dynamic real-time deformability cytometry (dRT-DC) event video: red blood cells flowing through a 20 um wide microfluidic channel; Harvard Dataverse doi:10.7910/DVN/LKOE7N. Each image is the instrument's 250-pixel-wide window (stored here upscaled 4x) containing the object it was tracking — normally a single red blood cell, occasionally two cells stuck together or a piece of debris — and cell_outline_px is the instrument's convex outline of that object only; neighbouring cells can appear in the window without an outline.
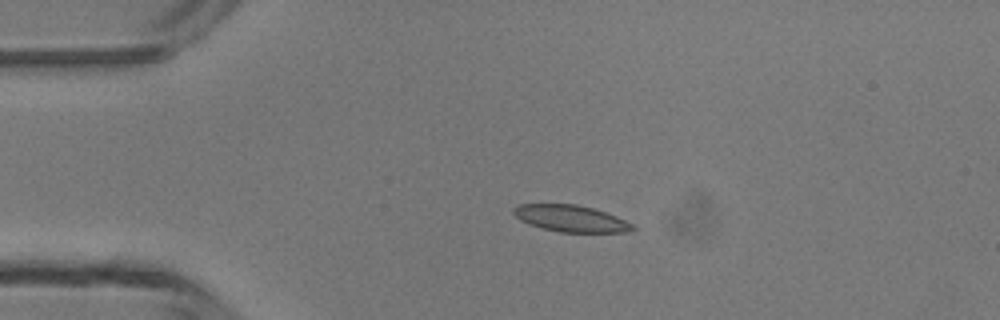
{"species": "common noctule bat (a hibernating species)", "species_latin": "Nyctalus noctula", "temperature_condition": "room temperature", "stored_images_in_passage": 5, "camera_frame_rate_fps": 3000, "um_per_image_px": 0.085, "animal": {"sex": "male", "body_mass_g": 13.3}, "frame": {"image": 1, "passage_image": 3, "time_ms": 2.333, "image_size_px": [1000, 320], "cell_outline_px": [[636, 228], [624, 232], [560, 232], [528, 224], [520, 220], [512, 212], [512, 208], [520, 204], [576, 204], [592, 208], [616, 216], [636, 224]], "centroid_in_image_um": [48.53, 18.57], "position_along_channel_um": 36.5, "area_um2": 18.44}}
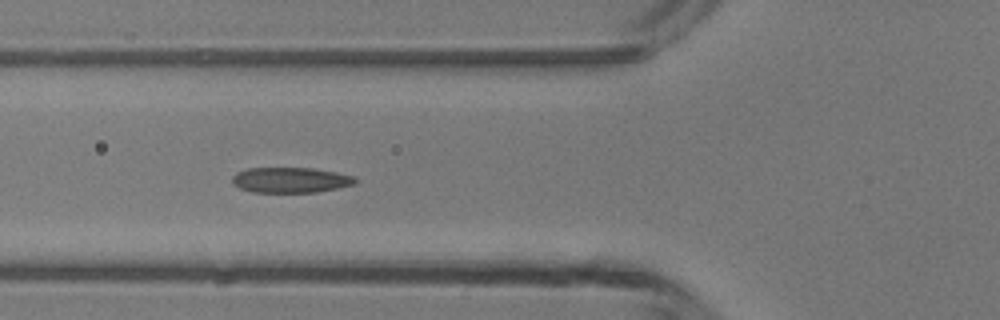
{"frame": {"image": 2, "passage_image": 5, "time_ms": 4.667, "image_size_px": [1000, 320], "cell_outline_px": [[360, 180], [356, 184], [340, 188], [316, 192], [252, 192], [240, 188], [232, 184], [232, 176], [236, 172], [248, 168], [312, 168], [336, 172], [352, 176]], "centroid_in_image_um": [24.71, 15.3], "position_along_channel_um": 101.1, "area_um2": 18.38}}